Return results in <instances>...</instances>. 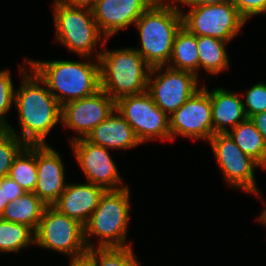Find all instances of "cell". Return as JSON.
I'll list each match as a JSON object with an SVG mask.
<instances>
[{
	"instance_id": "6da1fadb",
	"label": "cell",
	"mask_w": 266,
	"mask_h": 266,
	"mask_svg": "<svg viewBox=\"0 0 266 266\" xmlns=\"http://www.w3.org/2000/svg\"><path fill=\"white\" fill-rule=\"evenodd\" d=\"M21 70V85L14 92V105L18 112L20 133L13 126L6 129L21 139L26 145L47 144L46 138L56 124L61 123L62 106L46 87V84L30 68L25 57ZM29 68V70L27 68Z\"/></svg>"
},
{
	"instance_id": "7a4b0ae2",
	"label": "cell",
	"mask_w": 266,
	"mask_h": 266,
	"mask_svg": "<svg viewBox=\"0 0 266 266\" xmlns=\"http://www.w3.org/2000/svg\"><path fill=\"white\" fill-rule=\"evenodd\" d=\"M29 59V67L46 84L60 105L91 96L100 90L99 59L90 61Z\"/></svg>"
},
{
	"instance_id": "3957f363",
	"label": "cell",
	"mask_w": 266,
	"mask_h": 266,
	"mask_svg": "<svg viewBox=\"0 0 266 266\" xmlns=\"http://www.w3.org/2000/svg\"><path fill=\"white\" fill-rule=\"evenodd\" d=\"M141 48H134L151 66H166L176 33L182 27L181 11L170 0H156L134 24Z\"/></svg>"
},
{
	"instance_id": "277c9868",
	"label": "cell",
	"mask_w": 266,
	"mask_h": 266,
	"mask_svg": "<svg viewBox=\"0 0 266 266\" xmlns=\"http://www.w3.org/2000/svg\"><path fill=\"white\" fill-rule=\"evenodd\" d=\"M100 63V89L115 101L147 91L151 66L132 47L95 53Z\"/></svg>"
},
{
	"instance_id": "5b68a950",
	"label": "cell",
	"mask_w": 266,
	"mask_h": 266,
	"mask_svg": "<svg viewBox=\"0 0 266 266\" xmlns=\"http://www.w3.org/2000/svg\"><path fill=\"white\" fill-rule=\"evenodd\" d=\"M130 188L106 190L99 205L84 225V238L87 248L129 247L127 242L130 217ZM96 236V245L92 243Z\"/></svg>"
},
{
	"instance_id": "8992f818",
	"label": "cell",
	"mask_w": 266,
	"mask_h": 266,
	"mask_svg": "<svg viewBox=\"0 0 266 266\" xmlns=\"http://www.w3.org/2000/svg\"><path fill=\"white\" fill-rule=\"evenodd\" d=\"M52 11L55 39L67 47L69 52L92 59L98 42L102 41L101 45L104 47L109 40L99 31L92 10L72 7L61 0H54Z\"/></svg>"
},
{
	"instance_id": "52a82bcc",
	"label": "cell",
	"mask_w": 266,
	"mask_h": 266,
	"mask_svg": "<svg viewBox=\"0 0 266 266\" xmlns=\"http://www.w3.org/2000/svg\"><path fill=\"white\" fill-rule=\"evenodd\" d=\"M182 26L196 36H208L230 42L247 22L232 0L218 5L190 7L188 12L179 8Z\"/></svg>"
},
{
	"instance_id": "ba28073f",
	"label": "cell",
	"mask_w": 266,
	"mask_h": 266,
	"mask_svg": "<svg viewBox=\"0 0 266 266\" xmlns=\"http://www.w3.org/2000/svg\"><path fill=\"white\" fill-rule=\"evenodd\" d=\"M35 244L40 248L54 250L68 257L87 253L84 225L60 213L53 206H46L35 231Z\"/></svg>"
},
{
	"instance_id": "9c48e42d",
	"label": "cell",
	"mask_w": 266,
	"mask_h": 266,
	"mask_svg": "<svg viewBox=\"0 0 266 266\" xmlns=\"http://www.w3.org/2000/svg\"><path fill=\"white\" fill-rule=\"evenodd\" d=\"M115 109L132 127L141 144L149 140H170L169 116L147 91L117 99Z\"/></svg>"
},
{
	"instance_id": "30bf717a",
	"label": "cell",
	"mask_w": 266,
	"mask_h": 266,
	"mask_svg": "<svg viewBox=\"0 0 266 266\" xmlns=\"http://www.w3.org/2000/svg\"><path fill=\"white\" fill-rule=\"evenodd\" d=\"M215 159L229 185L255 196L260 195L254 169L261 166L236 145L227 133H216L208 141Z\"/></svg>"
},
{
	"instance_id": "8fae6325",
	"label": "cell",
	"mask_w": 266,
	"mask_h": 266,
	"mask_svg": "<svg viewBox=\"0 0 266 266\" xmlns=\"http://www.w3.org/2000/svg\"><path fill=\"white\" fill-rule=\"evenodd\" d=\"M165 67L151 68L147 92L155 104L170 116L200 89L199 77L191 72Z\"/></svg>"
},
{
	"instance_id": "7c38bea8",
	"label": "cell",
	"mask_w": 266,
	"mask_h": 266,
	"mask_svg": "<svg viewBox=\"0 0 266 266\" xmlns=\"http://www.w3.org/2000/svg\"><path fill=\"white\" fill-rule=\"evenodd\" d=\"M170 141L176 136L206 140L214 135L210 91L202 85L169 116Z\"/></svg>"
},
{
	"instance_id": "4fadbf2b",
	"label": "cell",
	"mask_w": 266,
	"mask_h": 266,
	"mask_svg": "<svg viewBox=\"0 0 266 266\" xmlns=\"http://www.w3.org/2000/svg\"><path fill=\"white\" fill-rule=\"evenodd\" d=\"M70 143L76 161L84 172L86 182L105 190H119L128 186L122 183L116 163L107 148L92 144L85 138L70 141Z\"/></svg>"
},
{
	"instance_id": "5bb4252c",
	"label": "cell",
	"mask_w": 266,
	"mask_h": 266,
	"mask_svg": "<svg viewBox=\"0 0 266 266\" xmlns=\"http://www.w3.org/2000/svg\"><path fill=\"white\" fill-rule=\"evenodd\" d=\"M115 110V100L100 89L95 94L62 105L61 124L75 131L70 141L85 138Z\"/></svg>"
},
{
	"instance_id": "9a60e30c",
	"label": "cell",
	"mask_w": 266,
	"mask_h": 266,
	"mask_svg": "<svg viewBox=\"0 0 266 266\" xmlns=\"http://www.w3.org/2000/svg\"><path fill=\"white\" fill-rule=\"evenodd\" d=\"M156 0H97L92 9L99 31L112 38L119 31L134 25Z\"/></svg>"
},
{
	"instance_id": "2e32d148",
	"label": "cell",
	"mask_w": 266,
	"mask_h": 266,
	"mask_svg": "<svg viewBox=\"0 0 266 266\" xmlns=\"http://www.w3.org/2000/svg\"><path fill=\"white\" fill-rule=\"evenodd\" d=\"M37 184L34 193L52 206L66 188L65 166L61 155L49 144L36 145Z\"/></svg>"
},
{
	"instance_id": "e0dca14e",
	"label": "cell",
	"mask_w": 266,
	"mask_h": 266,
	"mask_svg": "<svg viewBox=\"0 0 266 266\" xmlns=\"http://www.w3.org/2000/svg\"><path fill=\"white\" fill-rule=\"evenodd\" d=\"M105 191L104 188L89 182L67 183L64 192L52 206L85 225Z\"/></svg>"
},
{
	"instance_id": "ac0fdd59",
	"label": "cell",
	"mask_w": 266,
	"mask_h": 266,
	"mask_svg": "<svg viewBox=\"0 0 266 266\" xmlns=\"http://www.w3.org/2000/svg\"><path fill=\"white\" fill-rule=\"evenodd\" d=\"M85 139L107 149H130L142 145L127 121L114 110Z\"/></svg>"
},
{
	"instance_id": "d6986e66",
	"label": "cell",
	"mask_w": 266,
	"mask_h": 266,
	"mask_svg": "<svg viewBox=\"0 0 266 266\" xmlns=\"http://www.w3.org/2000/svg\"><path fill=\"white\" fill-rule=\"evenodd\" d=\"M210 100L214 134L227 133L247 119L243 99L236 92L218 87L210 91Z\"/></svg>"
},
{
	"instance_id": "ffe728a7",
	"label": "cell",
	"mask_w": 266,
	"mask_h": 266,
	"mask_svg": "<svg viewBox=\"0 0 266 266\" xmlns=\"http://www.w3.org/2000/svg\"><path fill=\"white\" fill-rule=\"evenodd\" d=\"M45 207V203L34 192H25L6 206L0 218L27 225L35 232Z\"/></svg>"
},
{
	"instance_id": "44dd1931",
	"label": "cell",
	"mask_w": 266,
	"mask_h": 266,
	"mask_svg": "<svg viewBox=\"0 0 266 266\" xmlns=\"http://www.w3.org/2000/svg\"><path fill=\"white\" fill-rule=\"evenodd\" d=\"M166 66L176 70L191 72L199 76L197 36L191 34L183 26L176 33L171 57Z\"/></svg>"
},
{
	"instance_id": "7402d4cb",
	"label": "cell",
	"mask_w": 266,
	"mask_h": 266,
	"mask_svg": "<svg viewBox=\"0 0 266 266\" xmlns=\"http://www.w3.org/2000/svg\"><path fill=\"white\" fill-rule=\"evenodd\" d=\"M227 134L243 153L255 160L261 168L266 167V142L250 118L239 123Z\"/></svg>"
},
{
	"instance_id": "603a6c76",
	"label": "cell",
	"mask_w": 266,
	"mask_h": 266,
	"mask_svg": "<svg viewBox=\"0 0 266 266\" xmlns=\"http://www.w3.org/2000/svg\"><path fill=\"white\" fill-rule=\"evenodd\" d=\"M227 44L228 42L217 38L197 36L199 71L204 69V72H209L214 76L228 70L230 63L226 50Z\"/></svg>"
},
{
	"instance_id": "cb8c5ba5",
	"label": "cell",
	"mask_w": 266,
	"mask_h": 266,
	"mask_svg": "<svg viewBox=\"0 0 266 266\" xmlns=\"http://www.w3.org/2000/svg\"><path fill=\"white\" fill-rule=\"evenodd\" d=\"M8 176L25 192H34L37 184L36 145H26L19 152Z\"/></svg>"
},
{
	"instance_id": "d4e9b609",
	"label": "cell",
	"mask_w": 266,
	"mask_h": 266,
	"mask_svg": "<svg viewBox=\"0 0 266 266\" xmlns=\"http://www.w3.org/2000/svg\"><path fill=\"white\" fill-rule=\"evenodd\" d=\"M35 245V232L27 225L0 218V252L12 253Z\"/></svg>"
},
{
	"instance_id": "484cf974",
	"label": "cell",
	"mask_w": 266,
	"mask_h": 266,
	"mask_svg": "<svg viewBox=\"0 0 266 266\" xmlns=\"http://www.w3.org/2000/svg\"><path fill=\"white\" fill-rule=\"evenodd\" d=\"M87 253L96 266H141L133 247L90 248Z\"/></svg>"
},
{
	"instance_id": "4316f807",
	"label": "cell",
	"mask_w": 266,
	"mask_h": 266,
	"mask_svg": "<svg viewBox=\"0 0 266 266\" xmlns=\"http://www.w3.org/2000/svg\"><path fill=\"white\" fill-rule=\"evenodd\" d=\"M25 146L12 132L0 128V179L8 176L15 157Z\"/></svg>"
},
{
	"instance_id": "83f0119b",
	"label": "cell",
	"mask_w": 266,
	"mask_h": 266,
	"mask_svg": "<svg viewBox=\"0 0 266 266\" xmlns=\"http://www.w3.org/2000/svg\"><path fill=\"white\" fill-rule=\"evenodd\" d=\"M14 92L11 71L2 69L0 71V128H7L10 125L6 120V115L14 103Z\"/></svg>"
},
{
	"instance_id": "f1b7e54d",
	"label": "cell",
	"mask_w": 266,
	"mask_h": 266,
	"mask_svg": "<svg viewBox=\"0 0 266 266\" xmlns=\"http://www.w3.org/2000/svg\"><path fill=\"white\" fill-rule=\"evenodd\" d=\"M242 101L247 118L266 111V83L257 82L244 94Z\"/></svg>"
},
{
	"instance_id": "f546056e",
	"label": "cell",
	"mask_w": 266,
	"mask_h": 266,
	"mask_svg": "<svg viewBox=\"0 0 266 266\" xmlns=\"http://www.w3.org/2000/svg\"><path fill=\"white\" fill-rule=\"evenodd\" d=\"M239 14L246 20L266 14V0H232Z\"/></svg>"
},
{
	"instance_id": "4dcf8cb0",
	"label": "cell",
	"mask_w": 266,
	"mask_h": 266,
	"mask_svg": "<svg viewBox=\"0 0 266 266\" xmlns=\"http://www.w3.org/2000/svg\"><path fill=\"white\" fill-rule=\"evenodd\" d=\"M6 193H7V201L10 203L17 197L22 196L25 193V191L9 176H6Z\"/></svg>"
},
{
	"instance_id": "1f68e13d",
	"label": "cell",
	"mask_w": 266,
	"mask_h": 266,
	"mask_svg": "<svg viewBox=\"0 0 266 266\" xmlns=\"http://www.w3.org/2000/svg\"><path fill=\"white\" fill-rule=\"evenodd\" d=\"M178 9L179 3L184 4L189 7L199 6V5H218L226 3L230 0H170Z\"/></svg>"
},
{
	"instance_id": "d6a6232c",
	"label": "cell",
	"mask_w": 266,
	"mask_h": 266,
	"mask_svg": "<svg viewBox=\"0 0 266 266\" xmlns=\"http://www.w3.org/2000/svg\"><path fill=\"white\" fill-rule=\"evenodd\" d=\"M250 120L254 123L266 142V111L251 116Z\"/></svg>"
},
{
	"instance_id": "836d02e7",
	"label": "cell",
	"mask_w": 266,
	"mask_h": 266,
	"mask_svg": "<svg viewBox=\"0 0 266 266\" xmlns=\"http://www.w3.org/2000/svg\"><path fill=\"white\" fill-rule=\"evenodd\" d=\"M69 258H70L69 266H96L94 259L88 253H85L77 257H69Z\"/></svg>"
},
{
	"instance_id": "e575fe53",
	"label": "cell",
	"mask_w": 266,
	"mask_h": 266,
	"mask_svg": "<svg viewBox=\"0 0 266 266\" xmlns=\"http://www.w3.org/2000/svg\"><path fill=\"white\" fill-rule=\"evenodd\" d=\"M61 1L72 7L87 8L92 10L97 0H61Z\"/></svg>"
},
{
	"instance_id": "d590c367",
	"label": "cell",
	"mask_w": 266,
	"mask_h": 266,
	"mask_svg": "<svg viewBox=\"0 0 266 266\" xmlns=\"http://www.w3.org/2000/svg\"><path fill=\"white\" fill-rule=\"evenodd\" d=\"M9 204L6 193V176L0 179V215Z\"/></svg>"
},
{
	"instance_id": "8d00e7d4",
	"label": "cell",
	"mask_w": 266,
	"mask_h": 266,
	"mask_svg": "<svg viewBox=\"0 0 266 266\" xmlns=\"http://www.w3.org/2000/svg\"><path fill=\"white\" fill-rule=\"evenodd\" d=\"M260 216H258V218H256V220H258L260 223H262L263 226H265L266 228V206L263 209L262 213L259 214Z\"/></svg>"
}]
</instances>
